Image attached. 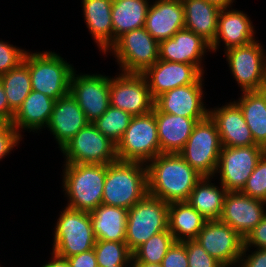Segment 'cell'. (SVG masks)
<instances>
[{
    "instance_id": "cell-9",
    "label": "cell",
    "mask_w": 266,
    "mask_h": 267,
    "mask_svg": "<svg viewBox=\"0 0 266 267\" xmlns=\"http://www.w3.org/2000/svg\"><path fill=\"white\" fill-rule=\"evenodd\" d=\"M109 50L122 73L142 74L159 60V42L144 27L124 33Z\"/></svg>"
},
{
    "instance_id": "cell-16",
    "label": "cell",
    "mask_w": 266,
    "mask_h": 267,
    "mask_svg": "<svg viewBox=\"0 0 266 267\" xmlns=\"http://www.w3.org/2000/svg\"><path fill=\"white\" fill-rule=\"evenodd\" d=\"M265 201L252 198L241 191L228 192L219 218L244 239L266 214Z\"/></svg>"
},
{
    "instance_id": "cell-29",
    "label": "cell",
    "mask_w": 266,
    "mask_h": 267,
    "mask_svg": "<svg viewBox=\"0 0 266 267\" xmlns=\"http://www.w3.org/2000/svg\"><path fill=\"white\" fill-rule=\"evenodd\" d=\"M206 222L187 201L169 203L168 229L175 242L195 240Z\"/></svg>"
},
{
    "instance_id": "cell-22",
    "label": "cell",
    "mask_w": 266,
    "mask_h": 267,
    "mask_svg": "<svg viewBox=\"0 0 266 267\" xmlns=\"http://www.w3.org/2000/svg\"><path fill=\"white\" fill-rule=\"evenodd\" d=\"M152 4L144 28L155 40L160 42L169 39L185 28L182 0H155Z\"/></svg>"
},
{
    "instance_id": "cell-37",
    "label": "cell",
    "mask_w": 266,
    "mask_h": 267,
    "mask_svg": "<svg viewBox=\"0 0 266 267\" xmlns=\"http://www.w3.org/2000/svg\"><path fill=\"white\" fill-rule=\"evenodd\" d=\"M241 192L266 202V152L259 159Z\"/></svg>"
},
{
    "instance_id": "cell-20",
    "label": "cell",
    "mask_w": 266,
    "mask_h": 267,
    "mask_svg": "<svg viewBox=\"0 0 266 267\" xmlns=\"http://www.w3.org/2000/svg\"><path fill=\"white\" fill-rule=\"evenodd\" d=\"M88 123L76 99L68 93L55 101L46 127L52 132L61 150Z\"/></svg>"
},
{
    "instance_id": "cell-48",
    "label": "cell",
    "mask_w": 266,
    "mask_h": 267,
    "mask_svg": "<svg viewBox=\"0 0 266 267\" xmlns=\"http://www.w3.org/2000/svg\"><path fill=\"white\" fill-rule=\"evenodd\" d=\"M133 267H162L161 264H153V263H132Z\"/></svg>"
},
{
    "instance_id": "cell-8",
    "label": "cell",
    "mask_w": 266,
    "mask_h": 267,
    "mask_svg": "<svg viewBox=\"0 0 266 267\" xmlns=\"http://www.w3.org/2000/svg\"><path fill=\"white\" fill-rule=\"evenodd\" d=\"M160 154L157 122L154 108L151 112L133 116L122 139L116 145L119 161L147 164Z\"/></svg>"
},
{
    "instance_id": "cell-4",
    "label": "cell",
    "mask_w": 266,
    "mask_h": 267,
    "mask_svg": "<svg viewBox=\"0 0 266 267\" xmlns=\"http://www.w3.org/2000/svg\"><path fill=\"white\" fill-rule=\"evenodd\" d=\"M23 63L29 69L33 91L55 101L70 92V80L75 69L57 53L27 51Z\"/></svg>"
},
{
    "instance_id": "cell-15",
    "label": "cell",
    "mask_w": 266,
    "mask_h": 267,
    "mask_svg": "<svg viewBox=\"0 0 266 267\" xmlns=\"http://www.w3.org/2000/svg\"><path fill=\"white\" fill-rule=\"evenodd\" d=\"M195 240L223 266H237L244 248V238L220 220H207Z\"/></svg>"
},
{
    "instance_id": "cell-35",
    "label": "cell",
    "mask_w": 266,
    "mask_h": 267,
    "mask_svg": "<svg viewBox=\"0 0 266 267\" xmlns=\"http://www.w3.org/2000/svg\"><path fill=\"white\" fill-rule=\"evenodd\" d=\"M133 116L119 108L109 106L107 111L93 124L104 136L116 145L122 139Z\"/></svg>"
},
{
    "instance_id": "cell-42",
    "label": "cell",
    "mask_w": 266,
    "mask_h": 267,
    "mask_svg": "<svg viewBox=\"0 0 266 267\" xmlns=\"http://www.w3.org/2000/svg\"><path fill=\"white\" fill-rule=\"evenodd\" d=\"M266 249V214L261 222L252 229V231L244 239L243 250H248L249 247Z\"/></svg>"
},
{
    "instance_id": "cell-13",
    "label": "cell",
    "mask_w": 266,
    "mask_h": 267,
    "mask_svg": "<svg viewBox=\"0 0 266 267\" xmlns=\"http://www.w3.org/2000/svg\"><path fill=\"white\" fill-rule=\"evenodd\" d=\"M118 76V77H117ZM110 105L132 116L149 113L154 108V99L142 74L119 73L110 77Z\"/></svg>"
},
{
    "instance_id": "cell-12",
    "label": "cell",
    "mask_w": 266,
    "mask_h": 267,
    "mask_svg": "<svg viewBox=\"0 0 266 267\" xmlns=\"http://www.w3.org/2000/svg\"><path fill=\"white\" fill-rule=\"evenodd\" d=\"M224 53L241 91H260L266 75V53L261 43L256 40Z\"/></svg>"
},
{
    "instance_id": "cell-23",
    "label": "cell",
    "mask_w": 266,
    "mask_h": 267,
    "mask_svg": "<svg viewBox=\"0 0 266 267\" xmlns=\"http://www.w3.org/2000/svg\"><path fill=\"white\" fill-rule=\"evenodd\" d=\"M252 21L248 15L235 9L221 8L217 34L210 45L211 51L216 52L221 41H224V51L227 49L244 46L256 40Z\"/></svg>"
},
{
    "instance_id": "cell-28",
    "label": "cell",
    "mask_w": 266,
    "mask_h": 267,
    "mask_svg": "<svg viewBox=\"0 0 266 267\" xmlns=\"http://www.w3.org/2000/svg\"><path fill=\"white\" fill-rule=\"evenodd\" d=\"M128 209L101 204L90 212L96 240L125 242Z\"/></svg>"
},
{
    "instance_id": "cell-3",
    "label": "cell",
    "mask_w": 266,
    "mask_h": 267,
    "mask_svg": "<svg viewBox=\"0 0 266 267\" xmlns=\"http://www.w3.org/2000/svg\"><path fill=\"white\" fill-rule=\"evenodd\" d=\"M62 187L67 207L91 212L102 204L107 165L65 163Z\"/></svg>"
},
{
    "instance_id": "cell-21",
    "label": "cell",
    "mask_w": 266,
    "mask_h": 267,
    "mask_svg": "<svg viewBox=\"0 0 266 267\" xmlns=\"http://www.w3.org/2000/svg\"><path fill=\"white\" fill-rule=\"evenodd\" d=\"M220 135L222 147H247L257 145L246 124L242 111L233 101L209 110Z\"/></svg>"
},
{
    "instance_id": "cell-34",
    "label": "cell",
    "mask_w": 266,
    "mask_h": 267,
    "mask_svg": "<svg viewBox=\"0 0 266 267\" xmlns=\"http://www.w3.org/2000/svg\"><path fill=\"white\" fill-rule=\"evenodd\" d=\"M175 239L169 229L153 235L133 253L132 263L161 264Z\"/></svg>"
},
{
    "instance_id": "cell-45",
    "label": "cell",
    "mask_w": 266,
    "mask_h": 267,
    "mask_svg": "<svg viewBox=\"0 0 266 267\" xmlns=\"http://www.w3.org/2000/svg\"><path fill=\"white\" fill-rule=\"evenodd\" d=\"M14 112L9 108V103L0 81V115L7 121L11 122L14 117Z\"/></svg>"
},
{
    "instance_id": "cell-32",
    "label": "cell",
    "mask_w": 266,
    "mask_h": 267,
    "mask_svg": "<svg viewBox=\"0 0 266 267\" xmlns=\"http://www.w3.org/2000/svg\"><path fill=\"white\" fill-rule=\"evenodd\" d=\"M234 101L242 111L254 142L266 149V96L260 91H244Z\"/></svg>"
},
{
    "instance_id": "cell-50",
    "label": "cell",
    "mask_w": 266,
    "mask_h": 267,
    "mask_svg": "<svg viewBox=\"0 0 266 267\" xmlns=\"http://www.w3.org/2000/svg\"><path fill=\"white\" fill-rule=\"evenodd\" d=\"M8 122L0 115V128L4 127Z\"/></svg>"
},
{
    "instance_id": "cell-51",
    "label": "cell",
    "mask_w": 266,
    "mask_h": 267,
    "mask_svg": "<svg viewBox=\"0 0 266 267\" xmlns=\"http://www.w3.org/2000/svg\"><path fill=\"white\" fill-rule=\"evenodd\" d=\"M131 265H113L112 267H130ZM110 267V266H108Z\"/></svg>"
},
{
    "instance_id": "cell-2",
    "label": "cell",
    "mask_w": 266,
    "mask_h": 267,
    "mask_svg": "<svg viewBox=\"0 0 266 267\" xmlns=\"http://www.w3.org/2000/svg\"><path fill=\"white\" fill-rule=\"evenodd\" d=\"M147 193L145 163L117 160L107 165L102 204L130 209Z\"/></svg>"
},
{
    "instance_id": "cell-43",
    "label": "cell",
    "mask_w": 266,
    "mask_h": 267,
    "mask_svg": "<svg viewBox=\"0 0 266 267\" xmlns=\"http://www.w3.org/2000/svg\"><path fill=\"white\" fill-rule=\"evenodd\" d=\"M246 252L247 250H243L237 267H266V249L256 248L249 255Z\"/></svg>"
},
{
    "instance_id": "cell-38",
    "label": "cell",
    "mask_w": 266,
    "mask_h": 267,
    "mask_svg": "<svg viewBox=\"0 0 266 267\" xmlns=\"http://www.w3.org/2000/svg\"><path fill=\"white\" fill-rule=\"evenodd\" d=\"M189 267H222L223 265L210 256L196 240L186 241Z\"/></svg>"
},
{
    "instance_id": "cell-44",
    "label": "cell",
    "mask_w": 266,
    "mask_h": 267,
    "mask_svg": "<svg viewBox=\"0 0 266 267\" xmlns=\"http://www.w3.org/2000/svg\"><path fill=\"white\" fill-rule=\"evenodd\" d=\"M70 267H98L94 249L67 257Z\"/></svg>"
},
{
    "instance_id": "cell-41",
    "label": "cell",
    "mask_w": 266,
    "mask_h": 267,
    "mask_svg": "<svg viewBox=\"0 0 266 267\" xmlns=\"http://www.w3.org/2000/svg\"><path fill=\"white\" fill-rule=\"evenodd\" d=\"M22 138L16 128L8 122L4 127L0 128V160L7 156L14 146H17Z\"/></svg>"
},
{
    "instance_id": "cell-7",
    "label": "cell",
    "mask_w": 266,
    "mask_h": 267,
    "mask_svg": "<svg viewBox=\"0 0 266 267\" xmlns=\"http://www.w3.org/2000/svg\"><path fill=\"white\" fill-rule=\"evenodd\" d=\"M53 239V253L65 259L93 249L96 238L90 213L66 206L57 219Z\"/></svg>"
},
{
    "instance_id": "cell-40",
    "label": "cell",
    "mask_w": 266,
    "mask_h": 267,
    "mask_svg": "<svg viewBox=\"0 0 266 267\" xmlns=\"http://www.w3.org/2000/svg\"><path fill=\"white\" fill-rule=\"evenodd\" d=\"M162 267H189L186 241L174 242L161 262Z\"/></svg>"
},
{
    "instance_id": "cell-49",
    "label": "cell",
    "mask_w": 266,
    "mask_h": 267,
    "mask_svg": "<svg viewBox=\"0 0 266 267\" xmlns=\"http://www.w3.org/2000/svg\"><path fill=\"white\" fill-rule=\"evenodd\" d=\"M261 92L266 96V75H265V78L263 80V85H262V88H261Z\"/></svg>"
},
{
    "instance_id": "cell-30",
    "label": "cell",
    "mask_w": 266,
    "mask_h": 267,
    "mask_svg": "<svg viewBox=\"0 0 266 267\" xmlns=\"http://www.w3.org/2000/svg\"><path fill=\"white\" fill-rule=\"evenodd\" d=\"M149 0H113L111 17L113 44L124 33L143 28L149 9Z\"/></svg>"
},
{
    "instance_id": "cell-19",
    "label": "cell",
    "mask_w": 266,
    "mask_h": 267,
    "mask_svg": "<svg viewBox=\"0 0 266 267\" xmlns=\"http://www.w3.org/2000/svg\"><path fill=\"white\" fill-rule=\"evenodd\" d=\"M210 44L188 29H181L171 38L159 42V59L195 65L203 74L202 58Z\"/></svg>"
},
{
    "instance_id": "cell-33",
    "label": "cell",
    "mask_w": 266,
    "mask_h": 267,
    "mask_svg": "<svg viewBox=\"0 0 266 267\" xmlns=\"http://www.w3.org/2000/svg\"><path fill=\"white\" fill-rule=\"evenodd\" d=\"M0 81L4 88L9 108L16 113L32 91L29 69L22 62L16 68L0 75Z\"/></svg>"
},
{
    "instance_id": "cell-47",
    "label": "cell",
    "mask_w": 266,
    "mask_h": 267,
    "mask_svg": "<svg viewBox=\"0 0 266 267\" xmlns=\"http://www.w3.org/2000/svg\"><path fill=\"white\" fill-rule=\"evenodd\" d=\"M209 3L215 4L220 8H230L234 0H206Z\"/></svg>"
},
{
    "instance_id": "cell-1",
    "label": "cell",
    "mask_w": 266,
    "mask_h": 267,
    "mask_svg": "<svg viewBox=\"0 0 266 267\" xmlns=\"http://www.w3.org/2000/svg\"><path fill=\"white\" fill-rule=\"evenodd\" d=\"M148 194L169 203L187 201L202 178L179 153H161L147 164Z\"/></svg>"
},
{
    "instance_id": "cell-18",
    "label": "cell",
    "mask_w": 266,
    "mask_h": 267,
    "mask_svg": "<svg viewBox=\"0 0 266 267\" xmlns=\"http://www.w3.org/2000/svg\"><path fill=\"white\" fill-rule=\"evenodd\" d=\"M203 76L190 85L180 86L169 90L154 101V106L167 114L179 115L186 118H206L209 110L204 105Z\"/></svg>"
},
{
    "instance_id": "cell-6",
    "label": "cell",
    "mask_w": 266,
    "mask_h": 267,
    "mask_svg": "<svg viewBox=\"0 0 266 267\" xmlns=\"http://www.w3.org/2000/svg\"><path fill=\"white\" fill-rule=\"evenodd\" d=\"M222 143L215 121L208 115L198 121L179 152L180 156L202 177H215Z\"/></svg>"
},
{
    "instance_id": "cell-39",
    "label": "cell",
    "mask_w": 266,
    "mask_h": 267,
    "mask_svg": "<svg viewBox=\"0 0 266 267\" xmlns=\"http://www.w3.org/2000/svg\"><path fill=\"white\" fill-rule=\"evenodd\" d=\"M27 51L0 40V75L19 66Z\"/></svg>"
},
{
    "instance_id": "cell-26",
    "label": "cell",
    "mask_w": 266,
    "mask_h": 267,
    "mask_svg": "<svg viewBox=\"0 0 266 267\" xmlns=\"http://www.w3.org/2000/svg\"><path fill=\"white\" fill-rule=\"evenodd\" d=\"M55 100L47 95L31 91L14 114L11 124L21 135L22 129L31 132L45 128L50 120Z\"/></svg>"
},
{
    "instance_id": "cell-11",
    "label": "cell",
    "mask_w": 266,
    "mask_h": 267,
    "mask_svg": "<svg viewBox=\"0 0 266 267\" xmlns=\"http://www.w3.org/2000/svg\"><path fill=\"white\" fill-rule=\"evenodd\" d=\"M266 152L260 145L222 147L215 173L228 192L242 191L259 159Z\"/></svg>"
},
{
    "instance_id": "cell-14",
    "label": "cell",
    "mask_w": 266,
    "mask_h": 267,
    "mask_svg": "<svg viewBox=\"0 0 266 267\" xmlns=\"http://www.w3.org/2000/svg\"><path fill=\"white\" fill-rule=\"evenodd\" d=\"M110 77L101 74H76L70 80V92L89 123L95 122L110 106Z\"/></svg>"
},
{
    "instance_id": "cell-36",
    "label": "cell",
    "mask_w": 266,
    "mask_h": 267,
    "mask_svg": "<svg viewBox=\"0 0 266 267\" xmlns=\"http://www.w3.org/2000/svg\"><path fill=\"white\" fill-rule=\"evenodd\" d=\"M93 249L98 267L132 264L133 255L126 242L96 240Z\"/></svg>"
},
{
    "instance_id": "cell-5",
    "label": "cell",
    "mask_w": 266,
    "mask_h": 267,
    "mask_svg": "<svg viewBox=\"0 0 266 267\" xmlns=\"http://www.w3.org/2000/svg\"><path fill=\"white\" fill-rule=\"evenodd\" d=\"M169 204L150 194L128 209L125 242L133 253L153 235L168 229Z\"/></svg>"
},
{
    "instance_id": "cell-24",
    "label": "cell",
    "mask_w": 266,
    "mask_h": 267,
    "mask_svg": "<svg viewBox=\"0 0 266 267\" xmlns=\"http://www.w3.org/2000/svg\"><path fill=\"white\" fill-rule=\"evenodd\" d=\"M161 153H179L192 134L195 124L205 118H186L160 112L154 106Z\"/></svg>"
},
{
    "instance_id": "cell-10",
    "label": "cell",
    "mask_w": 266,
    "mask_h": 267,
    "mask_svg": "<svg viewBox=\"0 0 266 267\" xmlns=\"http://www.w3.org/2000/svg\"><path fill=\"white\" fill-rule=\"evenodd\" d=\"M60 151L65 155V163L108 165L118 160L116 144L93 123L78 131Z\"/></svg>"
},
{
    "instance_id": "cell-17",
    "label": "cell",
    "mask_w": 266,
    "mask_h": 267,
    "mask_svg": "<svg viewBox=\"0 0 266 267\" xmlns=\"http://www.w3.org/2000/svg\"><path fill=\"white\" fill-rule=\"evenodd\" d=\"M142 75L155 100L169 90L196 83L204 74L195 65L159 59Z\"/></svg>"
},
{
    "instance_id": "cell-31",
    "label": "cell",
    "mask_w": 266,
    "mask_h": 267,
    "mask_svg": "<svg viewBox=\"0 0 266 267\" xmlns=\"http://www.w3.org/2000/svg\"><path fill=\"white\" fill-rule=\"evenodd\" d=\"M211 177H202L191 191L187 202L207 220H219L228 191L211 183Z\"/></svg>"
},
{
    "instance_id": "cell-46",
    "label": "cell",
    "mask_w": 266,
    "mask_h": 267,
    "mask_svg": "<svg viewBox=\"0 0 266 267\" xmlns=\"http://www.w3.org/2000/svg\"><path fill=\"white\" fill-rule=\"evenodd\" d=\"M52 258L49 262L44 264L42 267H70L68 261L65 258L59 257L53 252Z\"/></svg>"
},
{
    "instance_id": "cell-25",
    "label": "cell",
    "mask_w": 266,
    "mask_h": 267,
    "mask_svg": "<svg viewBox=\"0 0 266 267\" xmlns=\"http://www.w3.org/2000/svg\"><path fill=\"white\" fill-rule=\"evenodd\" d=\"M84 20L99 49L106 54L113 45V0H82Z\"/></svg>"
},
{
    "instance_id": "cell-27",
    "label": "cell",
    "mask_w": 266,
    "mask_h": 267,
    "mask_svg": "<svg viewBox=\"0 0 266 267\" xmlns=\"http://www.w3.org/2000/svg\"><path fill=\"white\" fill-rule=\"evenodd\" d=\"M185 29L201 36L210 45L217 34L221 8L206 0H182Z\"/></svg>"
}]
</instances>
